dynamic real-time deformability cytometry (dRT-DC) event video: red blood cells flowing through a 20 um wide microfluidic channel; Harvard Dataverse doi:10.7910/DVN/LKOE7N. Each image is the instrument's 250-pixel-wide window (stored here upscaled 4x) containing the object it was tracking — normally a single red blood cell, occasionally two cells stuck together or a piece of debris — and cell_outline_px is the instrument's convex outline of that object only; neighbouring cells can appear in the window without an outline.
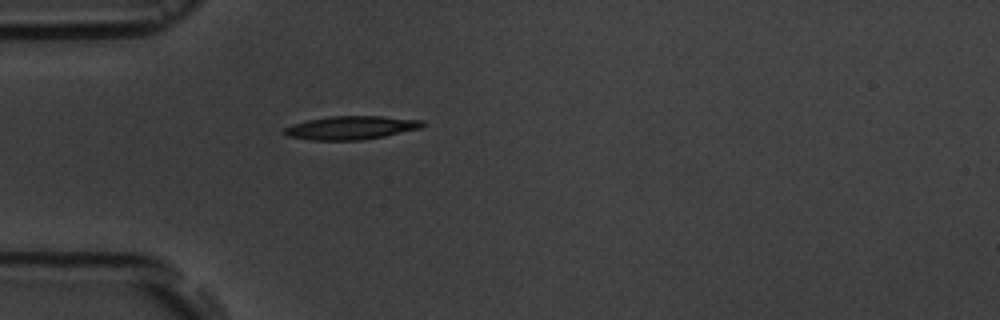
{"species": "common noctule bat (a hibernating species)", "species_latin": "Nyctalus noctula", "temperature_condition": "room temperature", "stored_images_in_passage": 1, "camera_frame_rate_fps": 3000, "um_per_image_px": 0.085, "animal": {"sex": "male", "body_mass_g": 19.5, "forearm_length_mm": 54.6}, "frame": {"image": 1, "passage_image": 1, "time_ms": 0.0, "image_size_px": [1000, 320], "cell_outline_px": [[428, 124], [420, 128], [384, 136], [360, 140], [312, 140], [288, 136], [284, 132], [284, 128], [308, 120], [332, 116], [384, 116], [424, 120]], "centroid_in_image_um": [29.92, 10.85], "position_along_channel_um": 55.1, "area_um2": 18.73}}